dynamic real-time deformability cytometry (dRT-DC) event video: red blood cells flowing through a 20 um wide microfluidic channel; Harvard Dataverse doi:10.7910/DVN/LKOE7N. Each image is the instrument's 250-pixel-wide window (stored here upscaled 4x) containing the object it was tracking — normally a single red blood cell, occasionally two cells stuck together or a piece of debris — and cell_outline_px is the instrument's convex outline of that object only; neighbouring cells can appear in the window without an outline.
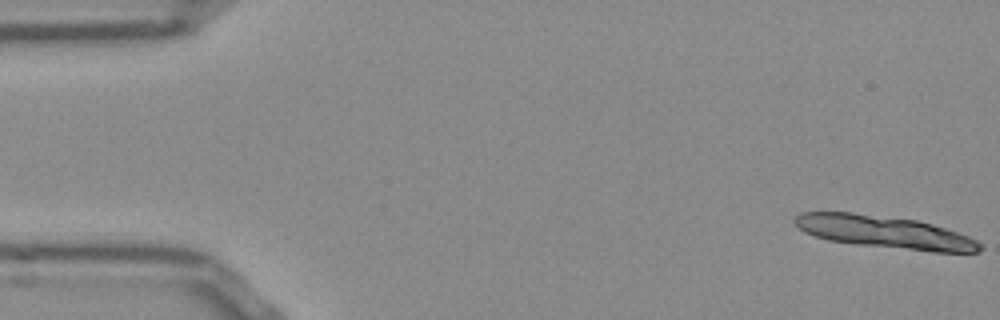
{"species": "Egyptian fruit bat (a non-hibernating species)", "species_latin": "Rousettus aegyptiacus", "temperature_condition": "room temperature", "stored_images_in_passage": 11, "camera_frame_rate_fps": 3000, "um_per_image_px": 0.085, "frame": {"image": 1, "passage_image": 1, "time_ms": 0.0, "image_size_px": [1000, 320], "cell_outline_px": [[984, 248], [980, 252], [932, 252], [860, 244], [828, 240], [804, 232], [792, 220], [800, 212], [852, 212], [916, 220], [932, 224], [968, 236], [984, 244]], "centroid_in_image_um": [75.22, 19.73], "position_along_channel_um": 9.8, "area_um2": 34.85}}